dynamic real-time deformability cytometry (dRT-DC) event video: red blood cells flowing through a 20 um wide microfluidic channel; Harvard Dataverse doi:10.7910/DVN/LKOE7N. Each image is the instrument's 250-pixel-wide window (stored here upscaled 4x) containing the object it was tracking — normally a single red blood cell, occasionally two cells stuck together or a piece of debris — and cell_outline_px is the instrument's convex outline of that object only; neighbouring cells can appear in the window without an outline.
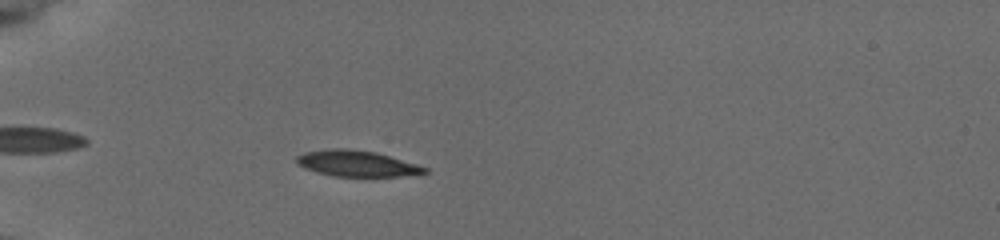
{"species": "common noctule bat (a hibernating species)", "species_latin": "Nyctalus noctula", "temperature_condition": "cold", "stored_images_in_passage": 45, "camera_frame_rate_fps": 3000, "um_per_image_px": 0.085, "animal": {"sex": "female", "body_mass_g": 19.5, "forearm_length_mm": 54.1}, "frame": {"image": 1, "passage_image": 8, "time_ms": 2.333, "image_size_px": [1000, 240], "cell_outline_px": [[428, 172], [416, 176], [332, 176], [316, 172], [304, 168], [296, 164], [296, 156], [304, 152], [328, 148], [344, 148], [376, 152], [416, 164], [428, 168]], "centroid_in_image_um": [30.32, 13.9], "position_along_channel_um": 54.7, "area_um2": 19.59}}
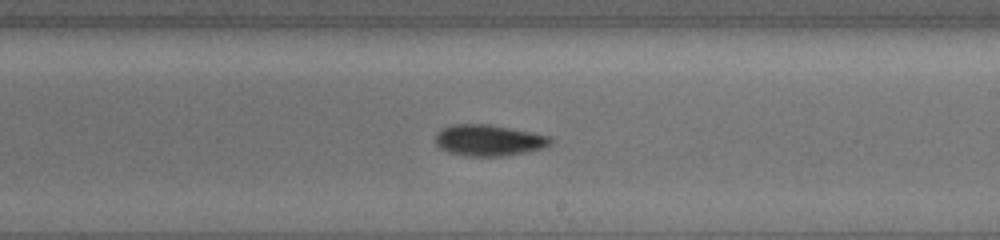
{"frame": {"image": 2, "passage_image": 25, "time_ms": 8.0, "image_size_px": [1000, 240], "cell_outline_px": [[552, 144], [544, 148], [528, 152], [504, 156], [464, 156], [448, 152], [440, 148], [436, 144], [436, 132], [452, 124], [488, 124], [548, 136], [552, 140]], "centroid_in_image_um": [41.53, 11.94], "position_along_channel_um": 247.5, "area_um2": 20.87}}
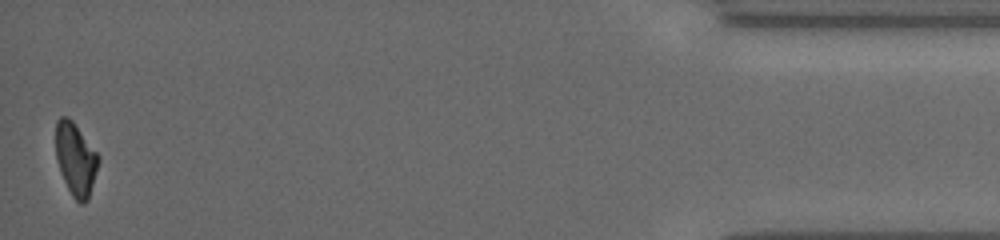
{"frame": {"image": 3, "passage_image": 45, "time_ms": 14.667, "image_size_px": [1000, 240], "cell_outline_px": [[100, 160], [88, 200], [84, 204], [80, 204], [72, 196], [60, 172], [56, 156], [56, 120], [60, 116], [68, 116], [72, 120], [100, 156]], "centroid_in_image_um": [6.44, 13.52], "position_along_channel_um": 428.8, "area_um2": 18.15}, "authors_computed_cell_mechanics": {"area_um2": 20.0566, "velocity_mm_per_s": 3.8045, "shape_relaxation_time_tau1_ms": 4.4258, "shape_relaxation_time_tau2_ms": null, "deformation_change_tau1": 0.1289, "deformation_change_tau2": null}}